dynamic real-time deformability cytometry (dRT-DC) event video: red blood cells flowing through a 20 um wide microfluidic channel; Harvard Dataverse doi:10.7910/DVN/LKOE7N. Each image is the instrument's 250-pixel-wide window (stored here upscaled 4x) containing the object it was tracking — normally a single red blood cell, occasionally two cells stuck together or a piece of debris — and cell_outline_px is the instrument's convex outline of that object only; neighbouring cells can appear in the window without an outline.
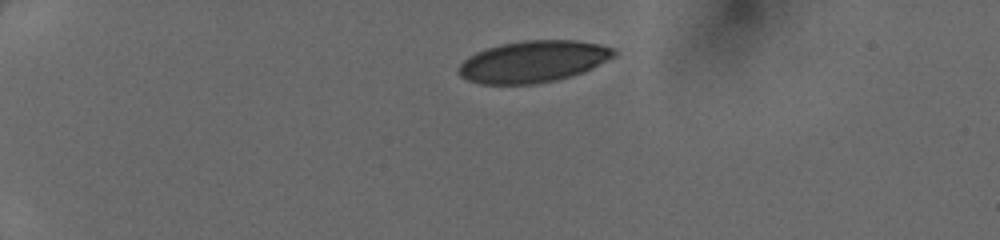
{"species": "human", "species_latin": "Homo sapiens", "temperature_condition": "cold", "stored_images_in_passage": 38, "camera_frame_rate_fps": 3000, "um_per_image_px": 0.085, "donor": {"sex": "female"}, "frame": {"image": 1, "passage_image": 1, "time_ms": 0.0, "image_size_px": [1000, 240], "cell_outline_px": [[616, 56], [584, 72], [572, 76], [556, 80], [536, 84], [480, 84], [468, 80], [460, 76], [456, 72], [460, 64], [468, 56], [476, 52], [488, 48], [504, 44], [524, 40], [576, 40], [600, 44], [612, 48], [616, 52]], "centroid_in_image_um": [45.32, 5.24], "position_along_channel_um": 39.7, "area_um2": 37.8}}
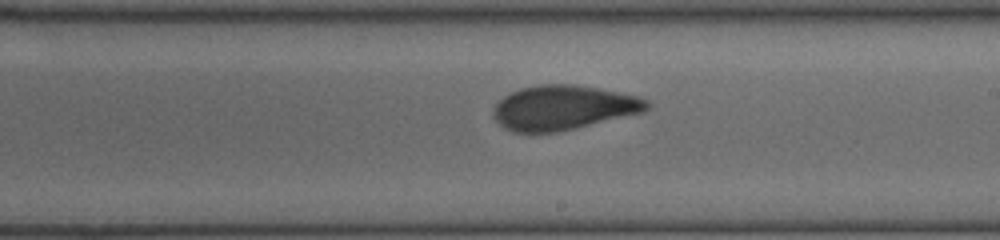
{"frame": {"image": 2, "passage_image": 20, "time_ms": 6.333, "image_size_px": [1000, 240], "cell_outline_px": [[652, 104], [644, 112], [556, 132], [512, 132], [504, 128], [492, 116], [492, 108], [504, 96], [520, 88], [540, 84], [572, 84], [596, 88], [636, 96], [648, 100]], "centroid_in_image_um": [47.85, 9.15], "position_along_channel_um": 241.2, "area_um2": 39.59}}
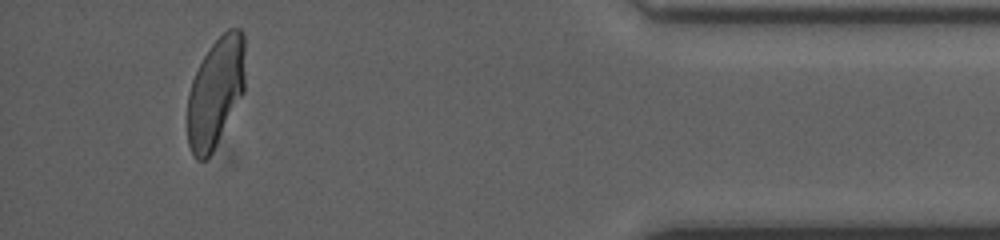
{"frame": {"image": 3, "passage_image": 35, "time_ms": 11.333, "image_size_px": [1000, 240], "cell_outline_px": [[244, 92], [212, 152], [204, 160], [196, 160], [188, 144], [188, 92], [192, 80], [204, 56], [212, 44], [228, 28], [240, 28], [244, 36]], "centroid_in_image_um": [18.33, 7.83], "position_along_channel_um": 416.9, "area_um2": 36.47}}